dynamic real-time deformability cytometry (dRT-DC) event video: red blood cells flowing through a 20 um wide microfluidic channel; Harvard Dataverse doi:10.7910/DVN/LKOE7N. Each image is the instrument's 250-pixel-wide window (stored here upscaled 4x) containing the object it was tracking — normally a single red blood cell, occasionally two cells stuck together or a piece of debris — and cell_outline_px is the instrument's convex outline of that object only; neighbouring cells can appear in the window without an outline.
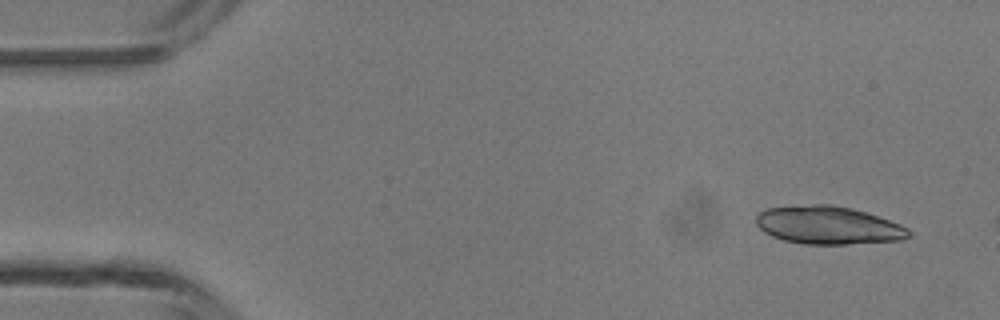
{"species": "common noctule bat (a hibernating species)", "species_latin": "Nyctalus noctula", "temperature_condition": "room temperature", "stored_images_in_passage": 3, "camera_frame_rate_fps": 3000, "um_per_image_px": 0.085, "animal": {"sex": "male", "body_mass_g": 13.3}, "frame": {"image": 1, "passage_image": 1, "time_ms": 0.0, "image_size_px": [1000, 320], "cell_outline_px": [[912, 236], [900, 240], [844, 244], [804, 244], [784, 240], [772, 236], [764, 232], [756, 224], [756, 216], [760, 212], [768, 208], [812, 204], [832, 204], [852, 208], [900, 224], [908, 228], [912, 232]], "centroid_in_image_um": [70.4, 19.14], "position_along_channel_um": 14.6, "area_um2": 33.7}}